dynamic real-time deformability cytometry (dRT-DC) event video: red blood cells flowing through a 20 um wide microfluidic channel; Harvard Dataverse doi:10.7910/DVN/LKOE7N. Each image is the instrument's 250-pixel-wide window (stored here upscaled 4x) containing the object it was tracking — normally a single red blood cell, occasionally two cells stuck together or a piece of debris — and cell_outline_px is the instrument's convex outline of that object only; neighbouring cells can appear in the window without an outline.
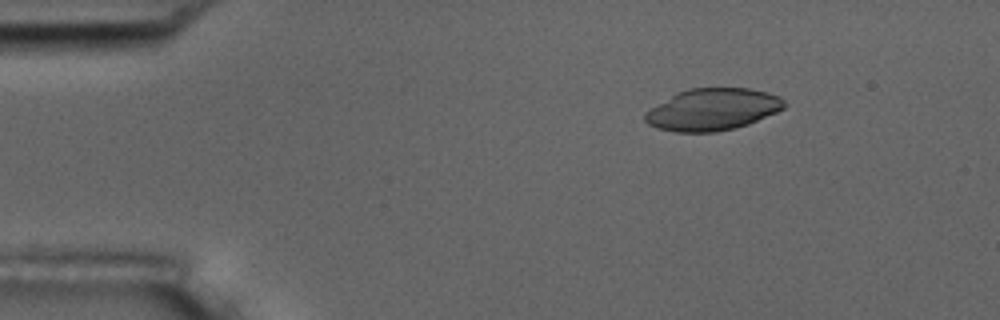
{"species": "common noctule bat (a hibernating species)", "species_latin": "Nyctalus noctula", "temperature_condition": "room temperature", "stored_images_in_passage": 3, "camera_frame_rate_fps": 3000, "um_per_image_px": 0.085, "animal": {"sex": "male", "body_mass_g": 17.5, "forearm_length_mm": 52.3}, "frame": {"image": 1, "passage_image": 1, "time_ms": 0.0, "image_size_px": [1000, 320], "cell_outline_px": [[788, 104], [784, 108], [776, 112], [748, 124], [736, 128], [716, 132], [676, 132], [656, 128], [648, 124], [644, 120], [644, 112], [676, 92], [688, 88], [748, 88], [768, 92], [780, 96]], "centroid_in_image_um": [60.56, 9.3], "position_along_channel_um": 24.4, "area_um2": 34.28}}